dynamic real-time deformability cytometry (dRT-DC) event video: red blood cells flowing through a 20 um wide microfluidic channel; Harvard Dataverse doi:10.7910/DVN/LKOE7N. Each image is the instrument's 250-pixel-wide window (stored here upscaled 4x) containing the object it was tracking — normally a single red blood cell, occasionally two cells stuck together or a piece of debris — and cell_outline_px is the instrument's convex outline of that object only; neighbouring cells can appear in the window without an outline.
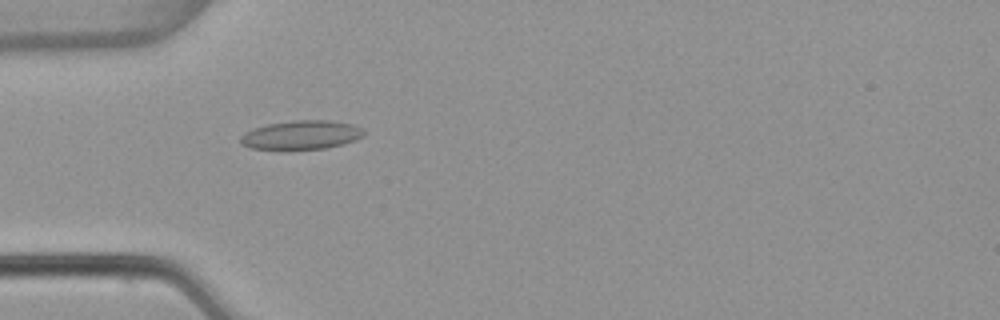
{"species": "common noctule bat (a hibernating species)", "species_latin": "Nyctalus noctula", "temperature_condition": "warm", "stored_images_in_passage": 40, "camera_frame_rate_fps": 3000, "um_per_image_px": 0.085, "animal": {"sex": "female", "body_mass_g": 22.7, "forearm_length_mm": 54.2}, "frame": {"image": 1, "passage_image": 3, "time_ms": 0.667, "image_size_px": [1000, 320], "cell_outline_px": [[364, 136], [356, 140], [344, 144], [328, 148], [288, 152], [280, 152], [248, 148], [240, 144], [240, 136], [244, 132], [252, 128], [268, 124], [292, 120], [328, 120], [352, 124], [364, 128]], "centroid_in_image_um": [25.55, 11.52], "position_along_channel_um": 59.4, "area_um2": 22.02}}
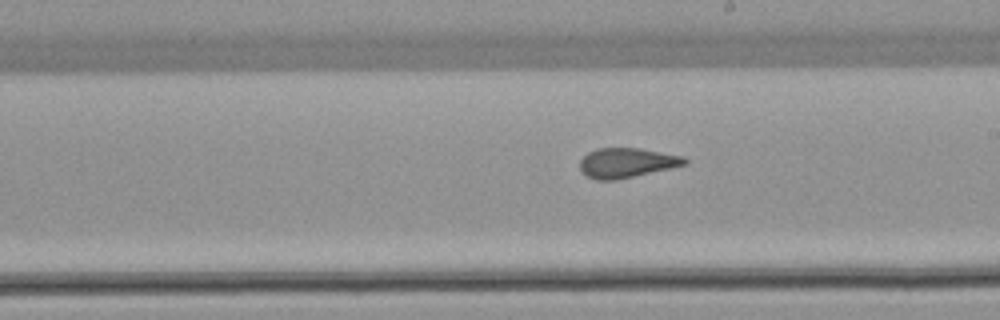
{"frame": {"image": 2, "passage_image": 17, "time_ms": 5.333, "image_size_px": [1000, 320], "cell_outline_px": [[688, 164], [672, 168], [616, 180], [596, 180], [580, 172], [580, 160], [588, 152], [596, 148], [640, 148], [684, 156], [688, 160]], "centroid_in_image_um": [53.28, 13.84], "position_along_channel_um": 235.7, "area_um2": 18.32}}
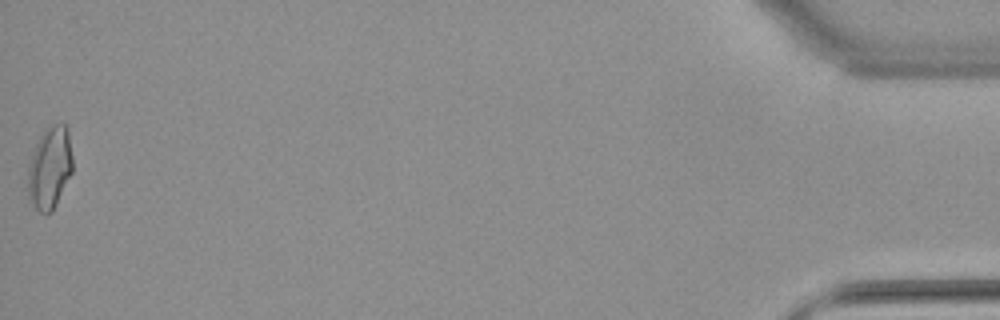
{"frame": {"image": 3, "passage_image": 40, "time_ms": 13.0, "image_size_px": [1000, 320], "cell_outline_px": [[72, 172], [52, 212], [40, 212], [32, 204], [28, 196], [28, 164], [36, 144], [40, 136], [52, 124], [68, 124], [72, 156]], "centroid_in_image_um": [4.24, 14.24], "position_along_channel_um": 431.0, "area_um2": 21.33}, "authors_computed_cell_mechanics": {"area_um2": 18.6116, "velocity_mm_per_s": 3.8362, "shape_relaxation_time_tau1_ms": null, "shape_relaxation_time_tau2_ms": 1.351, "deformation_change_tau1": null, "deformation_change_tau2": 0.0744}}